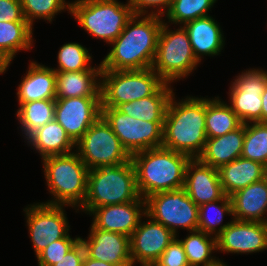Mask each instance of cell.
Instances as JSON below:
<instances>
[{
	"mask_svg": "<svg viewBox=\"0 0 267 266\" xmlns=\"http://www.w3.org/2000/svg\"><path fill=\"white\" fill-rule=\"evenodd\" d=\"M226 214L233 216L231 198L227 195L220 200L200 205L198 208L197 230L217 237L232 221L230 220L226 224L222 223Z\"/></svg>",
	"mask_w": 267,
	"mask_h": 266,
	"instance_id": "obj_32",
	"label": "cell"
},
{
	"mask_svg": "<svg viewBox=\"0 0 267 266\" xmlns=\"http://www.w3.org/2000/svg\"><path fill=\"white\" fill-rule=\"evenodd\" d=\"M241 157L267 165V122L245 124Z\"/></svg>",
	"mask_w": 267,
	"mask_h": 266,
	"instance_id": "obj_35",
	"label": "cell"
},
{
	"mask_svg": "<svg viewBox=\"0 0 267 266\" xmlns=\"http://www.w3.org/2000/svg\"><path fill=\"white\" fill-rule=\"evenodd\" d=\"M217 251L249 254L267 250V225L264 222L238 221L231 223L216 237Z\"/></svg>",
	"mask_w": 267,
	"mask_h": 266,
	"instance_id": "obj_16",
	"label": "cell"
},
{
	"mask_svg": "<svg viewBox=\"0 0 267 266\" xmlns=\"http://www.w3.org/2000/svg\"><path fill=\"white\" fill-rule=\"evenodd\" d=\"M80 241V236L72 238L69 234L50 243L36 258L38 266H52L63 258Z\"/></svg>",
	"mask_w": 267,
	"mask_h": 266,
	"instance_id": "obj_37",
	"label": "cell"
},
{
	"mask_svg": "<svg viewBox=\"0 0 267 266\" xmlns=\"http://www.w3.org/2000/svg\"><path fill=\"white\" fill-rule=\"evenodd\" d=\"M163 20L158 37L157 51L152 69L166 82L187 78L200 62L194 56L189 35L184 26L170 30Z\"/></svg>",
	"mask_w": 267,
	"mask_h": 266,
	"instance_id": "obj_7",
	"label": "cell"
},
{
	"mask_svg": "<svg viewBox=\"0 0 267 266\" xmlns=\"http://www.w3.org/2000/svg\"><path fill=\"white\" fill-rule=\"evenodd\" d=\"M146 221L140 220L130 236V256L133 266L154 264L176 235L163 224L154 221L147 214ZM143 221V222H142Z\"/></svg>",
	"mask_w": 267,
	"mask_h": 266,
	"instance_id": "obj_14",
	"label": "cell"
},
{
	"mask_svg": "<svg viewBox=\"0 0 267 266\" xmlns=\"http://www.w3.org/2000/svg\"><path fill=\"white\" fill-rule=\"evenodd\" d=\"M230 198L233 219L238 221L267 222V181L265 178L235 192Z\"/></svg>",
	"mask_w": 267,
	"mask_h": 266,
	"instance_id": "obj_21",
	"label": "cell"
},
{
	"mask_svg": "<svg viewBox=\"0 0 267 266\" xmlns=\"http://www.w3.org/2000/svg\"><path fill=\"white\" fill-rule=\"evenodd\" d=\"M183 26L189 35L194 56L200 63L204 55L217 56L221 54L225 45L224 33L218 21L212 16L200 17Z\"/></svg>",
	"mask_w": 267,
	"mask_h": 266,
	"instance_id": "obj_20",
	"label": "cell"
},
{
	"mask_svg": "<svg viewBox=\"0 0 267 266\" xmlns=\"http://www.w3.org/2000/svg\"><path fill=\"white\" fill-rule=\"evenodd\" d=\"M146 214V201L135 200L124 204H113L93 209L92 225L96 229L116 232L130 237Z\"/></svg>",
	"mask_w": 267,
	"mask_h": 266,
	"instance_id": "obj_18",
	"label": "cell"
},
{
	"mask_svg": "<svg viewBox=\"0 0 267 266\" xmlns=\"http://www.w3.org/2000/svg\"><path fill=\"white\" fill-rule=\"evenodd\" d=\"M190 157L158 147L131 155L137 189L146 199L152 194L184 188L185 171Z\"/></svg>",
	"mask_w": 267,
	"mask_h": 266,
	"instance_id": "obj_3",
	"label": "cell"
},
{
	"mask_svg": "<svg viewBox=\"0 0 267 266\" xmlns=\"http://www.w3.org/2000/svg\"><path fill=\"white\" fill-rule=\"evenodd\" d=\"M166 82L152 69L101 70V107L154 95Z\"/></svg>",
	"mask_w": 267,
	"mask_h": 266,
	"instance_id": "obj_8",
	"label": "cell"
},
{
	"mask_svg": "<svg viewBox=\"0 0 267 266\" xmlns=\"http://www.w3.org/2000/svg\"><path fill=\"white\" fill-rule=\"evenodd\" d=\"M33 29L28 22L0 21V75L7 71L19 51L32 49Z\"/></svg>",
	"mask_w": 267,
	"mask_h": 266,
	"instance_id": "obj_24",
	"label": "cell"
},
{
	"mask_svg": "<svg viewBox=\"0 0 267 266\" xmlns=\"http://www.w3.org/2000/svg\"><path fill=\"white\" fill-rule=\"evenodd\" d=\"M264 178H265V180L267 181V165L265 166Z\"/></svg>",
	"mask_w": 267,
	"mask_h": 266,
	"instance_id": "obj_44",
	"label": "cell"
},
{
	"mask_svg": "<svg viewBox=\"0 0 267 266\" xmlns=\"http://www.w3.org/2000/svg\"><path fill=\"white\" fill-rule=\"evenodd\" d=\"M220 183L227 196L264 179L265 166L257 161L239 157L219 169Z\"/></svg>",
	"mask_w": 267,
	"mask_h": 266,
	"instance_id": "obj_27",
	"label": "cell"
},
{
	"mask_svg": "<svg viewBox=\"0 0 267 266\" xmlns=\"http://www.w3.org/2000/svg\"><path fill=\"white\" fill-rule=\"evenodd\" d=\"M92 54L82 44L69 42L60 47L57 55L56 72H73L82 70H102L101 63L98 66L91 65Z\"/></svg>",
	"mask_w": 267,
	"mask_h": 266,
	"instance_id": "obj_33",
	"label": "cell"
},
{
	"mask_svg": "<svg viewBox=\"0 0 267 266\" xmlns=\"http://www.w3.org/2000/svg\"><path fill=\"white\" fill-rule=\"evenodd\" d=\"M262 108H261V122H267V85L261 95Z\"/></svg>",
	"mask_w": 267,
	"mask_h": 266,
	"instance_id": "obj_43",
	"label": "cell"
},
{
	"mask_svg": "<svg viewBox=\"0 0 267 266\" xmlns=\"http://www.w3.org/2000/svg\"><path fill=\"white\" fill-rule=\"evenodd\" d=\"M170 83H165L154 95L121 103L116 108L128 116L145 121H164L168 102L174 93Z\"/></svg>",
	"mask_w": 267,
	"mask_h": 266,
	"instance_id": "obj_28",
	"label": "cell"
},
{
	"mask_svg": "<svg viewBox=\"0 0 267 266\" xmlns=\"http://www.w3.org/2000/svg\"><path fill=\"white\" fill-rule=\"evenodd\" d=\"M179 240L190 266H215L223 262L216 256H212V253L217 252L216 237L195 230L189 231L184 239Z\"/></svg>",
	"mask_w": 267,
	"mask_h": 266,
	"instance_id": "obj_30",
	"label": "cell"
},
{
	"mask_svg": "<svg viewBox=\"0 0 267 266\" xmlns=\"http://www.w3.org/2000/svg\"><path fill=\"white\" fill-rule=\"evenodd\" d=\"M217 0H172L169 10L164 14L166 23L184 25L185 23L210 15L209 11ZM171 22V23H170Z\"/></svg>",
	"mask_w": 267,
	"mask_h": 266,
	"instance_id": "obj_34",
	"label": "cell"
},
{
	"mask_svg": "<svg viewBox=\"0 0 267 266\" xmlns=\"http://www.w3.org/2000/svg\"><path fill=\"white\" fill-rule=\"evenodd\" d=\"M233 80L228 92L229 106L243 124L261 122V95L267 85V71L247 69Z\"/></svg>",
	"mask_w": 267,
	"mask_h": 266,
	"instance_id": "obj_13",
	"label": "cell"
},
{
	"mask_svg": "<svg viewBox=\"0 0 267 266\" xmlns=\"http://www.w3.org/2000/svg\"><path fill=\"white\" fill-rule=\"evenodd\" d=\"M184 189L198 207L225 196L218 169L202 163L198 158L187 163Z\"/></svg>",
	"mask_w": 267,
	"mask_h": 266,
	"instance_id": "obj_19",
	"label": "cell"
},
{
	"mask_svg": "<svg viewBox=\"0 0 267 266\" xmlns=\"http://www.w3.org/2000/svg\"><path fill=\"white\" fill-rule=\"evenodd\" d=\"M140 266H155L154 264L140 265Z\"/></svg>",
	"mask_w": 267,
	"mask_h": 266,
	"instance_id": "obj_46",
	"label": "cell"
},
{
	"mask_svg": "<svg viewBox=\"0 0 267 266\" xmlns=\"http://www.w3.org/2000/svg\"><path fill=\"white\" fill-rule=\"evenodd\" d=\"M24 17L33 27L34 20H47L51 23L55 15L62 11L70 13L71 2L66 0H20Z\"/></svg>",
	"mask_w": 267,
	"mask_h": 266,
	"instance_id": "obj_36",
	"label": "cell"
},
{
	"mask_svg": "<svg viewBox=\"0 0 267 266\" xmlns=\"http://www.w3.org/2000/svg\"><path fill=\"white\" fill-rule=\"evenodd\" d=\"M89 231L87 240L80 237L88 257L118 266H133L130 237L96 229L92 224Z\"/></svg>",
	"mask_w": 267,
	"mask_h": 266,
	"instance_id": "obj_17",
	"label": "cell"
},
{
	"mask_svg": "<svg viewBox=\"0 0 267 266\" xmlns=\"http://www.w3.org/2000/svg\"><path fill=\"white\" fill-rule=\"evenodd\" d=\"M101 116L130 155L162 147L164 121L136 119L113 107H101Z\"/></svg>",
	"mask_w": 267,
	"mask_h": 266,
	"instance_id": "obj_11",
	"label": "cell"
},
{
	"mask_svg": "<svg viewBox=\"0 0 267 266\" xmlns=\"http://www.w3.org/2000/svg\"><path fill=\"white\" fill-rule=\"evenodd\" d=\"M177 235L174 240L164 250L159 259L154 263L155 266H190Z\"/></svg>",
	"mask_w": 267,
	"mask_h": 266,
	"instance_id": "obj_38",
	"label": "cell"
},
{
	"mask_svg": "<svg viewBox=\"0 0 267 266\" xmlns=\"http://www.w3.org/2000/svg\"><path fill=\"white\" fill-rule=\"evenodd\" d=\"M72 14V15H71ZM132 6L118 0H75L70 15L87 33L111 44L133 16Z\"/></svg>",
	"mask_w": 267,
	"mask_h": 266,
	"instance_id": "obj_6",
	"label": "cell"
},
{
	"mask_svg": "<svg viewBox=\"0 0 267 266\" xmlns=\"http://www.w3.org/2000/svg\"><path fill=\"white\" fill-rule=\"evenodd\" d=\"M75 148L89 170L131 161V155L102 116L76 142Z\"/></svg>",
	"mask_w": 267,
	"mask_h": 266,
	"instance_id": "obj_9",
	"label": "cell"
},
{
	"mask_svg": "<svg viewBox=\"0 0 267 266\" xmlns=\"http://www.w3.org/2000/svg\"><path fill=\"white\" fill-rule=\"evenodd\" d=\"M101 116V97L55 99L54 119L76 143Z\"/></svg>",
	"mask_w": 267,
	"mask_h": 266,
	"instance_id": "obj_15",
	"label": "cell"
},
{
	"mask_svg": "<svg viewBox=\"0 0 267 266\" xmlns=\"http://www.w3.org/2000/svg\"><path fill=\"white\" fill-rule=\"evenodd\" d=\"M243 123L229 104L219 96L206 98L205 128L207 138L220 137L239 128Z\"/></svg>",
	"mask_w": 267,
	"mask_h": 266,
	"instance_id": "obj_29",
	"label": "cell"
},
{
	"mask_svg": "<svg viewBox=\"0 0 267 266\" xmlns=\"http://www.w3.org/2000/svg\"><path fill=\"white\" fill-rule=\"evenodd\" d=\"M55 99L19 103L16 116L26 139L36 129L54 120Z\"/></svg>",
	"mask_w": 267,
	"mask_h": 266,
	"instance_id": "obj_31",
	"label": "cell"
},
{
	"mask_svg": "<svg viewBox=\"0 0 267 266\" xmlns=\"http://www.w3.org/2000/svg\"><path fill=\"white\" fill-rule=\"evenodd\" d=\"M101 70L56 72V99L101 97Z\"/></svg>",
	"mask_w": 267,
	"mask_h": 266,
	"instance_id": "obj_26",
	"label": "cell"
},
{
	"mask_svg": "<svg viewBox=\"0 0 267 266\" xmlns=\"http://www.w3.org/2000/svg\"><path fill=\"white\" fill-rule=\"evenodd\" d=\"M85 254L84 245L79 241L63 258L52 266H82Z\"/></svg>",
	"mask_w": 267,
	"mask_h": 266,
	"instance_id": "obj_41",
	"label": "cell"
},
{
	"mask_svg": "<svg viewBox=\"0 0 267 266\" xmlns=\"http://www.w3.org/2000/svg\"><path fill=\"white\" fill-rule=\"evenodd\" d=\"M65 205L33 203L23 209L29 237L37 257L50 243L69 234Z\"/></svg>",
	"mask_w": 267,
	"mask_h": 266,
	"instance_id": "obj_12",
	"label": "cell"
},
{
	"mask_svg": "<svg viewBox=\"0 0 267 266\" xmlns=\"http://www.w3.org/2000/svg\"><path fill=\"white\" fill-rule=\"evenodd\" d=\"M82 266H118V265L106 263L96 259H91L85 254Z\"/></svg>",
	"mask_w": 267,
	"mask_h": 266,
	"instance_id": "obj_42",
	"label": "cell"
},
{
	"mask_svg": "<svg viewBox=\"0 0 267 266\" xmlns=\"http://www.w3.org/2000/svg\"><path fill=\"white\" fill-rule=\"evenodd\" d=\"M0 21L27 22L20 0H0Z\"/></svg>",
	"mask_w": 267,
	"mask_h": 266,
	"instance_id": "obj_40",
	"label": "cell"
},
{
	"mask_svg": "<svg viewBox=\"0 0 267 266\" xmlns=\"http://www.w3.org/2000/svg\"><path fill=\"white\" fill-rule=\"evenodd\" d=\"M215 266H227L226 265V263H224V262H219L217 265H215Z\"/></svg>",
	"mask_w": 267,
	"mask_h": 266,
	"instance_id": "obj_45",
	"label": "cell"
},
{
	"mask_svg": "<svg viewBox=\"0 0 267 266\" xmlns=\"http://www.w3.org/2000/svg\"><path fill=\"white\" fill-rule=\"evenodd\" d=\"M42 163L49 194L54 197L43 203L80 210L87 192L89 168L78 153L74 150L64 155L48 156Z\"/></svg>",
	"mask_w": 267,
	"mask_h": 266,
	"instance_id": "obj_4",
	"label": "cell"
},
{
	"mask_svg": "<svg viewBox=\"0 0 267 266\" xmlns=\"http://www.w3.org/2000/svg\"><path fill=\"white\" fill-rule=\"evenodd\" d=\"M128 2L132 6L134 14H151L163 17L169 10L172 0H128Z\"/></svg>",
	"mask_w": 267,
	"mask_h": 266,
	"instance_id": "obj_39",
	"label": "cell"
},
{
	"mask_svg": "<svg viewBox=\"0 0 267 266\" xmlns=\"http://www.w3.org/2000/svg\"><path fill=\"white\" fill-rule=\"evenodd\" d=\"M146 214L163 224L176 236L178 229L195 231L198 228V206L184 188L158 192L145 199Z\"/></svg>",
	"mask_w": 267,
	"mask_h": 266,
	"instance_id": "obj_10",
	"label": "cell"
},
{
	"mask_svg": "<svg viewBox=\"0 0 267 266\" xmlns=\"http://www.w3.org/2000/svg\"><path fill=\"white\" fill-rule=\"evenodd\" d=\"M143 199L137 189L132 161L89 170L85 201L80 209L87 215L95 208Z\"/></svg>",
	"mask_w": 267,
	"mask_h": 266,
	"instance_id": "obj_5",
	"label": "cell"
},
{
	"mask_svg": "<svg viewBox=\"0 0 267 266\" xmlns=\"http://www.w3.org/2000/svg\"><path fill=\"white\" fill-rule=\"evenodd\" d=\"M25 140L28 146L38 151L42 159L68 154L76 149V143L55 119L36 129Z\"/></svg>",
	"mask_w": 267,
	"mask_h": 266,
	"instance_id": "obj_25",
	"label": "cell"
},
{
	"mask_svg": "<svg viewBox=\"0 0 267 266\" xmlns=\"http://www.w3.org/2000/svg\"><path fill=\"white\" fill-rule=\"evenodd\" d=\"M172 94L164 117L162 147L198 158L205 146L206 98Z\"/></svg>",
	"mask_w": 267,
	"mask_h": 266,
	"instance_id": "obj_2",
	"label": "cell"
},
{
	"mask_svg": "<svg viewBox=\"0 0 267 266\" xmlns=\"http://www.w3.org/2000/svg\"><path fill=\"white\" fill-rule=\"evenodd\" d=\"M16 95L19 103L56 99V71L36 61H30Z\"/></svg>",
	"mask_w": 267,
	"mask_h": 266,
	"instance_id": "obj_22",
	"label": "cell"
},
{
	"mask_svg": "<svg viewBox=\"0 0 267 266\" xmlns=\"http://www.w3.org/2000/svg\"><path fill=\"white\" fill-rule=\"evenodd\" d=\"M245 136V124L220 137L207 138L204 149L198 159L211 167L219 169L241 157Z\"/></svg>",
	"mask_w": 267,
	"mask_h": 266,
	"instance_id": "obj_23",
	"label": "cell"
},
{
	"mask_svg": "<svg viewBox=\"0 0 267 266\" xmlns=\"http://www.w3.org/2000/svg\"><path fill=\"white\" fill-rule=\"evenodd\" d=\"M163 19L159 15L133 14L100 62L102 70L152 68Z\"/></svg>",
	"mask_w": 267,
	"mask_h": 266,
	"instance_id": "obj_1",
	"label": "cell"
}]
</instances>
